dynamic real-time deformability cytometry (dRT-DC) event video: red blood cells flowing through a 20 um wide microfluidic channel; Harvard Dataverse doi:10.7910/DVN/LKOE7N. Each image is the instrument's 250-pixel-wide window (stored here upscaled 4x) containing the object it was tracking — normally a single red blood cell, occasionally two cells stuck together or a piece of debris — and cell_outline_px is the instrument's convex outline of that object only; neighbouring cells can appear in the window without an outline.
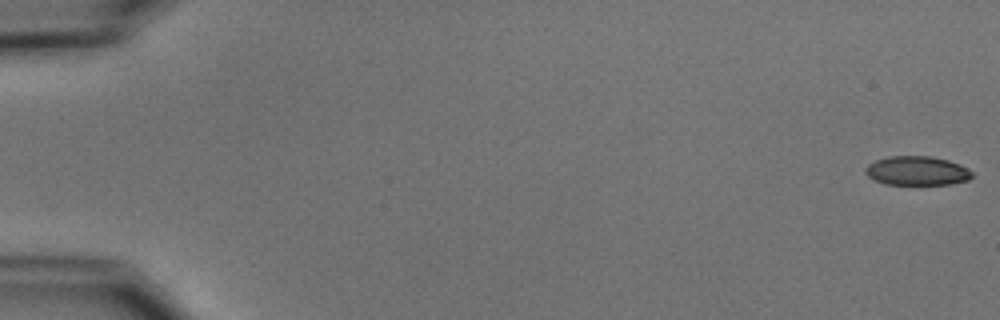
{"species": "common noctule bat (a hibernating species)", "species_latin": "Nyctalus noctula", "temperature_condition": "cold", "stored_images_in_passage": 54, "camera_frame_rate_fps": 3000, "um_per_image_px": 0.085, "animal": {"sex": "male", "body_mass_g": 15.6}, "frame": {"image": 1, "passage_image": 1, "time_ms": 0.0, "image_size_px": [1000, 320], "cell_outline_px": [[972, 176], [968, 180], [948, 184], [884, 184], [868, 176], [864, 172], [864, 168], [868, 164], [876, 160], [888, 156], [932, 156], [948, 160], [960, 164], [968, 168], [972, 172]], "centroid_in_image_um": [77.93, 14.51], "position_along_channel_um": 7.1, "area_um2": 18.09}}
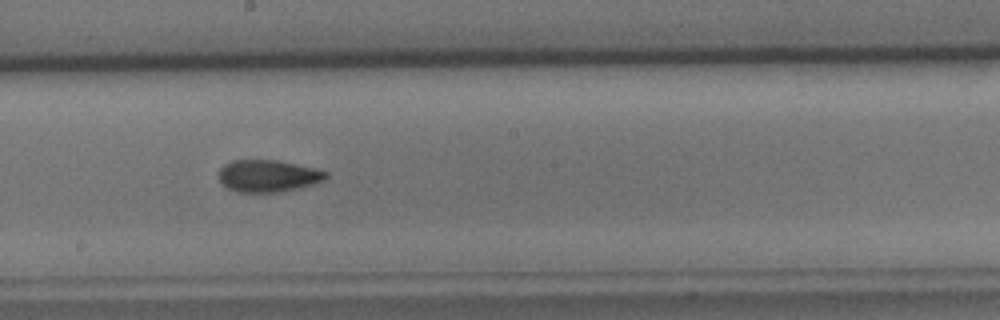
{"frame": {"image": 2, "passage_image": 31, "time_ms": 10.0, "image_size_px": [1000, 320], "cell_outline_px": [[328, 176], [324, 180], [312, 184], [280, 192], [236, 192], [228, 188], [220, 180], [216, 172], [224, 164], [232, 160], [276, 160], [316, 168], [328, 172]], "centroid_in_image_um": [22.75, 14.94], "position_along_channel_um": 225.4, "area_um2": 20.06}}
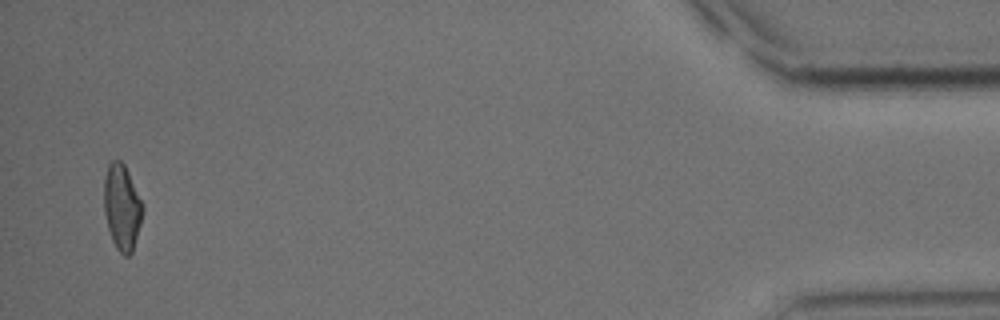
{"frame": {"image": 3, "passage_image": 53, "time_ms": 17.333, "image_size_px": [1000, 320], "cell_outline_px": [[144, 208], [140, 224], [132, 252], [128, 256], [124, 256], [116, 248], [112, 240], [108, 228], [104, 212], [104, 180], [108, 164], [112, 160], [120, 160], [124, 164], [144, 204]], "centroid_in_image_um": [10.37, 17.6], "position_along_channel_um": 424.8, "area_um2": 19.31}, "authors_computed_cell_mechanics": {"area_um2": 19.652, "velocity_mm_per_s": 3.763, "shape_relaxation_time_tau1_ms": 4.5057, "shape_relaxation_time_tau2_ms": 2.3952, "deformation_change_tau1": 0.1231, "deformation_change_tau2": 0.0818}}